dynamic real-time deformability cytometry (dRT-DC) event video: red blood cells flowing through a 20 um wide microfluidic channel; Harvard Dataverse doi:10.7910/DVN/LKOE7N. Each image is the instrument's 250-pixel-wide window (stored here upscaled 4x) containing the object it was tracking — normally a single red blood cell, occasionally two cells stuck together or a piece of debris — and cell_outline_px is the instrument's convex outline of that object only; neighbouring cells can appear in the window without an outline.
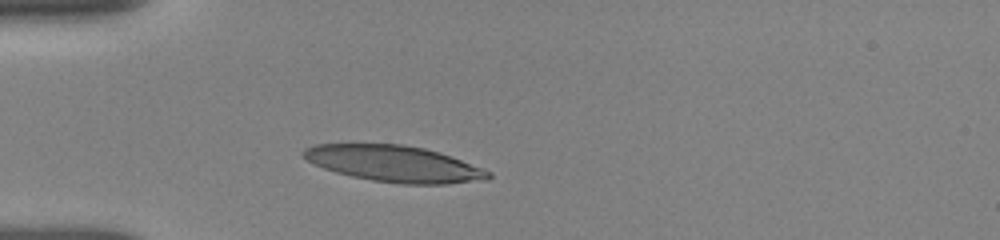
{"species": "human", "species_latin": "Homo sapiens", "temperature_condition": "room temperature", "stored_images_in_passage": 11, "camera_frame_rate_fps": 3000, "um_per_image_px": 0.085, "donor": {"sex": "female"}, "frame": {"image": 1, "passage_image": 1, "time_ms": 0.0, "image_size_px": [1000, 240], "cell_outline_px": [[492, 176], [488, 180], [448, 184], [400, 184], [372, 180], [352, 176], [336, 172], [324, 168], [300, 156], [300, 152], [304, 148], [316, 144], [404, 144], [424, 148], [440, 152], [484, 168], [492, 172]], "centroid_in_image_um": [33.55, 13.92], "position_along_channel_um": 51.5, "area_um2": 39.36}}
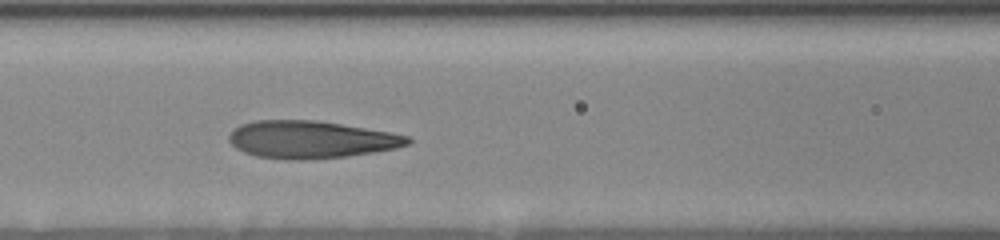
{"frame": {"image": 2, "passage_image": 8, "time_ms": 2.667, "image_size_px": [1000, 240], "cell_outline_px": [[412, 140], [408, 144], [396, 148], [348, 156], [304, 160], [288, 160], [256, 156], [244, 152], [236, 148], [228, 140], [228, 136], [240, 124], [256, 120], [316, 120], [392, 132], [408, 136]], "centroid_in_image_um": [26.42, 11.86], "position_along_channel_um": 140.2, "area_um2": 39.02}}
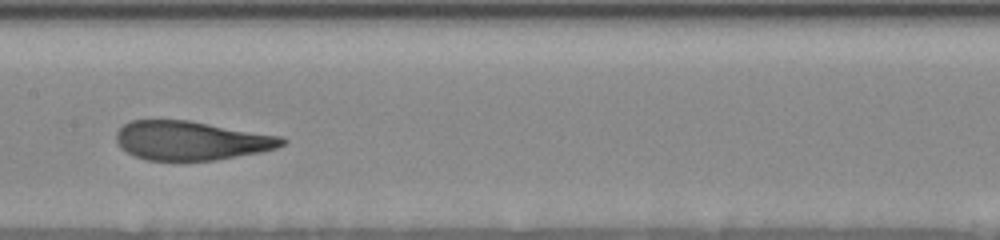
{"frame": {"image": 3, "passage_image": 10, "time_ms": 4.0, "image_size_px": [1000, 240], "cell_outline_px": [[288, 140], [284, 144], [276, 148], [260, 152], [216, 160], [180, 164], [148, 160], [136, 156], [120, 148], [116, 140], [116, 132], [124, 124], [132, 120], [188, 120], [280, 136]], "centroid_in_image_um": [16.22, 11.99], "position_along_channel_um": 191.2, "area_um2": 38.44}}